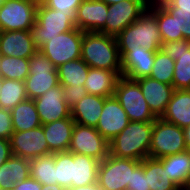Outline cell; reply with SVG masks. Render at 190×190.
I'll list each match as a JSON object with an SVG mask.
<instances>
[{"label":"cell","instance_id":"cell-1","mask_svg":"<svg viewBox=\"0 0 190 190\" xmlns=\"http://www.w3.org/2000/svg\"><path fill=\"white\" fill-rule=\"evenodd\" d=\"M81 59L90 68L114 71L122 76L121 57L117 39L100 32H84Z\"/></svg>","mask_w":190,"mask_h":190},{"label":"cell","instance_id":"cell-2","mask_svg":"<svg viewBox=\"0 0 190 190\" xmlns=\"http://www.w3.org/2000/svg\"><path fill=\"white\" fill-rule=\"evenodd\" d=\"M153 122L130 121L109 142V154L118 158L142 161L149 157Z\"/></svg>","mask_w":190,"mask_h":190},{"label":"cell","instance_id":"cell-3","mask_svg":"<svg viewBox=\"0 0 190 190\" xmlns=\"http://www.w3.org/2000/svg\"><path fill=\"white\" fill-rule=\"evenodd\" d=\"M116 39L121 58L130 49L140 47L157 52L162 44L156 16L149 9L127 26Z\"/></svg>","mask_w":190,"mask_h":190},{"label":"cell","instance_id":"cell-4","mask_svg":"<svg viewBox=\"0 0 190 190\" xmlns=\"http://www.w3.org/2000/svg\"><path fill=\"white\" fill-rule=\"evenodd\" d=\"M76 12L62 13L59 10L39 4L36 22L31 28L32 37L38 49L51 38L75 28Z\"/></svg>","mask_w":190,"mask_h":190},{"label":"cell","instance_id":"cell-5","mask_svg":"<svg viewBox=\"0 0 190 190\" xmlns=\"http://www.w3.org/2000/svg\"><path fill=\"white\" fill-rule=\"evenodd\" d=\"M114 96L130 121L154 122L157 119L135 80L120 76L115 85Z\"/></svg>","mask_w":190,"mask_h":190},{"label":"cell","instance_id":"cell-6","mask_svg":"<svg viewBox=\"0 0 190 190\" xmlns=\"http://www.w3.org/2000/svg\"><path fill=\"white\" fill-rule=\"evenodd\" d=\"M188 150L185 144L183 128L157 118L153 122V131L149 157L160 159Z\"/></svg>","mask_w":190,"mask_h":190},{"label":"cell","instance_id":"cell-7","mask_svg":"<svg viewBox=\"0 0 190 190\" xmlns=\"http://www.w3.org/2000/svg\"><path fill=\"white\" fill-rule=\"evenodd\" d=\"M59 84L57 68L38 50L29 58V75L25 79L27 98L34 100Z\"/></svg>","mask_w":190,"mask_h":190},{"label":"cell","instance_id":"cell-8","mask_svg":"<svg viewBox=\"0 0 190 190\" xmlns=\"http://www.w3.org/2000/svg\"><path fill=\"white\" fill-rule=\"evenodd\" d=\"M141 163L133 159L108 155L99 162L97 183L102 190H127L132 171Z\"/></svg>","mask_w":190,"mask_h":190},{"label":"cell","instance_id":"cell-9","mask_svg":"<svg viewBox=\"0 0 190 190\" xmlns=\"http://www.w3.org/2000/svg\"><path fill=\"white\" fill-rule=\"evenodd\" d=\"M84 31L74 28L60 33L43 44L38 50L58 68L66 62L81 58Z\"/></svg>","mask_w":190,"mask_h":190},{"label":"cell","instance_id":"cell-10","mask_svg":"<svg viewBox=\"0 0 190 190\" xmlns=\"http://www.w3.org/2000/svg\"><path fill=\"white\" fill-rule=\"evenodd\" d=\"M37 6L31 0H5L0 6V31L31 30Z\"/></svg>","mask_w":190,"mask_h":190},{"label":"cell","instance_id":"cell-11","mask_svg":"<svg viewBox=\"0 0 190 190\" xmlns=\"http://www.w3.org/2000/svg\"><path fill=\"white\" fill-rule=\"evenodd\" d=\"M68 151L102 161L109 155V142L95 127L75 123Z\"/></svg>","mask_w":190,"mask_h":190},{"label":"cell","instance_id":"cell-12","mask_svg":"<svg viewBox=\"0 0 190 190\" xmlns=\"http://www.w3.org/2000/svg\"><path fill=\"white\" fill-rule=\"evenodd\" d=\"M151 0H124L113 5H108L105 34L117 37L127 26L138 19Z\"/></svg>","mask_w":190,"mask_h":190},{"label":"cell","instance_id":"cell-13","mask_svg":"<svg viewBox=\"0 0 190 190\" xmlns=\"http://www.w3.org/2000/svg\"><path fill=\"white\" fill-rule=\"evenodd\" d=\"M9 142L13 156L30 160L49 154L42 125L26 131H14Z\"/></svg>","mask_w":190,"mask_h":190},{"label":"cell","instance_id":"cell-14","mask_svg":"<svg viewBox=\"0 0 190 190\" xmlns=\"http://www.w3.org/2000/svg\"><path fill=\"white\" fill-rule=\"evenodd\" d=\"M161 51L175 60L172 86L175 90L190 89V41L162 42Z\"/></svg>","mask_w":190,"mask_h":190},{"label":"cell","instance_id":"cell-15","mask_svg":"<svg viewBox=\"0 0 190 190\" xmlns=\"http://www.w3.org/2000/svg\"><path fill=\"white\" fill-rule=\"evenodd\" d=\"M34 103L42 125L64 118H72L71 109L64 100L63 86L60 84L34 99Z\"/></svg>","mask_w":190,"mask_h":190},{"label":"cell","instance_id":"cell-16","mask_svg":"<svg viewBox=\"0 0 190 190\" xmlns=\"http://www.w3.org/2000/svg\"><path fill=\"white\" fill-rule=\"evenodd\" d=\"M129 122L130 120L126 112L113 95L105 99L96 130L110 142L123 131Z\"/></svg>","mask_w":190,"mask_h":190},{"label":"cell","instance_id":"cell-17","mask_svg":"<svg viewBox=\"0 0 190 190\" xmlns=\"http://www.w3.org/2000/svg\"><path fill=\"white\" fill-rule=\"evenodd\" d=\"M108 5L101 0H84L77 9L75 27L84 32L105 34Z\"/></svg>","mask_w":190,"mask_h":190},{"label":"cell","instance_id":"cell-18","mask_svg":"<svg viewBox=\"0 0 190 190\" xmlns=\"http://www.w3.org/2000/svg\"><path fill=\"white\" fill-rule=\"evenodd\" d=\"M135 81L139 84L142 94L152 113L157 118H161L175 91L174 87L151 77H142Z\"/></svg>","mask_w":190,"mask_h":190},{"label":"cell","instance_id":"cell-19","mask_svg":"<svg viewBox=\"0 0 190 190\" xmlns=\"http://www.w3.org/2000/svg\"><path fill=\"white\" fill-rule=\"evenodd\" d=\"M38 51L31 30L2 31L0 55L30 58Z\"/></svg>","mask_w":190,"mask_h":190},{"label":"cell","instance_id":"cell-20","mask_svg":"<svg viewBox=\"0 0 190 190\" xmlns=\"http://www.w3.org/2000/svg\"><path fill=\"white\" fill-rule=\"evenodd\" d=\"M155 53L144 47L130 49L121 58L122 76L131 80L149 77L154 64Z\"/></svg>","mask_w":190,"mask_h":190},{"label":"cell","instance_id":"cell-21","mask_svg":"<svg viewBox=\"0 0 190 190\" xmlns=\"http://www.w3.org/2000/svg\"><path fill=\"white\" fill-rule=\"evenodd\" d=\"M43 132L50 153L69 150L75 122L72 118H64L48 124H43Z\"/></svg>","mask_w":190,"mask_h":190},{"label":"cell","instance_id":"cell-22","mask_svg":"<svg viewBox=\"0 0 190 190\" xmlns=\"http://www.w3.org/2000/svg\"><path fill=\"white\" fill-rule=\"evenodd\" d=\"M98 95L86 94L71 108V117L76 124L83 126H97L105 99Z\"/></svg>","mask_w":190,"mask_h":190},{"label":"cell","instance_id":"cell-23","mask_svg":"<svg viewBox=\"0 0 190 190\" xmlns=\"http://www.w3.org/2000/svg\"><path fill=\"white\" fill-rule=\"evenodd\" d=\"M181 190L190 189V150L158 159Z\"/></svg>","mask_w":190,"mask_h":190},{"label":"cell","instance_id":"cell-24","mask_svg":"<svg viewBox=\"0 0 190 190\" xmlns=\"http://www.w3.org/2000/svg\"><path fill=\"white\" fill-rule=\"evenodd\" d=\"M164 121L175 124L180 128L190 125V89L175 90L168 102L165 113L161 117Z\"/></svg>","mask_w":190,"mask_h":190},{"label":"cell","instance_id":"cell-25","mask_svg":"<svg viewBox=\"0 0 190 190\" xmlns=\"http://www.w3.org/2000/svg\"><path fill=\"white\" fill-rule=\"evenodd\" d=\"M99 162L94 157L72 153V187L97 182Z\"/></svg>","mask_w":190,"mask_h":190},{"label":"cell","instance_id":"cell-26","mask_svg":"<svg viewBox=\"0 0 190 190\" xmlns=\"http://www.w3.org/2000/svg\"><path fill=\"white\" fill-rule=\"evenodd\" d=\"M118 78L119 76L114 71L89 68L84 88L87 94L110 97L114 95Z\"/></svg>","mask_w":190,"mask_h":190},{"label":"cell","instance_id":"cell-27","mask_svg":"<svg viewBox=\"0 0 190 190\" xmlns=\"http://www.w3.org/2000/svg\"><path fill=\"white\" fill-rule=\"evenodd\" d=\"M30 177V160L11 156L0 166V188H13Z\"/></svg>","mask_w":190,"mask_h":190},{"label":"cell","instance_id":"cell-28","mask_svg":"<svg viewBox=\"0 0 190 190\" xmlns=\"http://www.w3.org/2000/svg\"><path fill=\"white\" fill-rule=\"evenodd\" d=\"M148 9L156 16L162 42L183 39V34H178L176 16L172 15L158 0H151Z\"/></svg>","mask_w":190,"mask_h":190},{"label":"cell","instance_id":"cell-29","mask_svg":"<svg viewBox=\"0 0 190 190\" xmlns=\"http://www.w3.org/2000/svg\"><path fill=\"white\" fill-rule=\"evenodd\" d=\"M144 174L147 177V189L150 190H181L179 186L173 182L163 164L154 158L144 159Z\"/></svg>","mask_w":190,"mask_h":190},{"label":"cell","instance_id":"cell-30","mask_svg":"<svg viewBox=\"0 0 190 190\" xmlns=\"http://www.w3.org/2000/svg\"><path fill=\"white\" fill-rule=\"evenodd\" d=\"M13 131H26L42 125L34 100L27 99L11 110Z\"/></svg>","mask_w":190,"mask_h":190},{"label":"cell","instance_id":"cell-31","mask_svg":"<svg viewBox=\"0 0 190 190\" xmlns=\"http://www.w3.org/2000/svg\"><path fill=\"white\" fill-rule=\"evenodd\" d=\"M89 66L81 58L71 60L57 68L61 86L83 85L89 73Z\"/></svg>","mask_w":190,"mask_h":190},{"label":"cell","instance_id":"cell-32","mask_svg":"<svg viewBox=\"0 0 190 190\" xmlns=\"http://www.w3.org/2000/svg\"><path fill=\"white\" fill-rule=\"evenodd\" d=\"M30 177L42 185L56 184L55 153L30 159Z\"/></svg>","mask_w":190,"mask_h":190},{"label":"cell","instance_id":"cell-33","mask_svg":"<svg viewBox=\"0 0 190 190\" xmlns=\"http://www.w3.org/2000/svg\"><path fill=\"white\" fill-rule=\"evenodd\" d=\"M27 99L25 82L3 79L0 91V108L11 111L17 104Z\"/></svg>","mask_w":190,"mask_h":190},{"label":"cell","instance_id":"cell-34","mask_svg":"<svg viewBox=\"0 0 190 190\" xmlns=\"http://www.w3.org/2000/svg\"><path fill=\"white\" fill-rule=\"evenodd\" d=\"M29 75V58L0 55V76L25 82Z\"/></svg>","mask_w":190,"mask_h":190},{"label":"cell","instance_id":"cell-35","mask_svg":"<svg viewBox=\"0 0 190 190\" xmlns=\"http://www.w3.org/2000/svg\"><path fill=\"white\" fill-rule=\"evenodd\" d=\"M175 60L160 49L155 53V60L149 77L162 83L172 85Z\"/></svg>","mask_w":190,"mask_h":190},{"label":"cell","instance_id":"cell-36","mask_svg":"<svg viewBox=\"0 0 190 190\" xmlns=\"http://www.w3.org/2000/svg\"><path fill=\"white\" fill-rule=\"evenodd\" d=\"M56 184L66 190L72 187V153H55Z\"/></svg>","mask_w":190,"mask_h":190},{"label":"cell","instance_id":"cell-37","mask_svg":"<svg viewBox=\"0 0 190 190\" xmlns=\"http://www.w3.org/2000/svg\"><path fill=\"white\" fill-rule=\"evenodd\" d=\"M172 15L176 16L178 34H183V39L190 41V11H179L168 0H158Z\"/></svg>","mask_w":190,"mask_h":190},{"label":"cell","instance_id":"cell-38","mask_svg":"<svg viewBox=\"0 0 190 190\" xmlns=\"http://www.w3.org/2000/svg\"><path fill=\"white\" fill-rule=\"evenodd\" d=\"M127 190H150L147 189V177L144 174V160L132 171L131 183Z\"/></svg>","mask_w":190,"mask_h":190},{"label":"cell","instance_id":"cell-39","mask_svg":"<svg viewBox=\"0 0 190 190\" xmlns=\"http://www.w3.org/2000/svg\"><path fill=\"white\" fill-rule=\"evenodd\" d=\"M84 0H46L44 5L59 12H77L78 7Z\"/></svg>","mask_w":190,"mask_h":190},{"label":"cell","instance_id":"cell-40","mask_svg":"<svg viewBox=\"0 0 190 190\" xmlns=\"http://www.w3.org/2000/svg\"><path fill=\"white\" fill-rule=\"evenodd\" d=\"M87 94L83 85L63 86L64 100L67 102L68 107L71 109L79 100L85 97Z\"/></svg>","mask_w":190,"mask_h":190},{"label":"cell","instance_id":"cell-41","mask_svg":"<svg viewBox=\"0 0 190 190\" xmlns=\"http://www.w3.org/2000/svg\"><path fill=\"white\" fill-rule=\"evenodd\" d=\"M13 123L11 120V111L0 108V138L8 139L13 134Z\"/></svg>","mask_w":190,"mask_h":190},{"label":"cell","instance_id":"cell-42","mask_svg":"<svg viewBox=\"0 0 190 190\" xmlns=\"http://www.w3.org/2000/svg\"><path fill=\"white\" fill-rule=\"evenodd\" d=\"M41 188L42 184L31 177L13 186V190H41Z\"/></svg>","mask_w":190,"mask_h":190},{"label":"cell","instance_id":"cell-43","mask_svg":"<svg viewBox=\"0 0 190 190\" xmlns=\"http://www.w3.org/2000/svg\"><path fill=\"white\" fill-rule=\"evenodd\" d=\"M12 156L10 142L8 139L0 138V166Z\"/></svg>","mask_w":190,"mask_h":190},{"label":"cell","instance_id":"cell-44","mask_svg":"<svg viewBox=\"0 0 190 190\" xmlns=\"http://www.w3.org/2000/svg\"><path fill=\"white\" fill-rule=\"evenodd\" d=\"M179 11H190V0H168Z\"/></svg>","mask_w":190,"mask_h":190},{"label":"cell","instance_id":"cell-45","mask_svg":"<svg viewBox=\"0 0 190 190\" xmlns=\"http://www.w3.org/2000/svg\"><path fill=\"white\" fill-rule=\"evenodd\" d=\"M67 190H102L97 182L90 185L80 186V187H70Z\"/></svg>","mask_w":190,"mask_h":190},{"label":"cell","instance_id":"cell-46","mask_svg":"<svg viewBox=\"0 0 190 190\" xmlns=\"http://www.w3.org/2000/svg\"><path fill=\"white\" fill-rule=\"evenodd\" d=\"M183 131H184L185 144L188 150H190V125L183 128Z\"/></svg>","mask_w":190,"mask_h":190},{"label":"cell","instance_id":"cell-47","mask_svg":"<svg viewBox=\"0 0 190 190\" xmlns=\"http://www.w3.org/2000/svg\"><path fill=\"white\" fill-rule=\"evenodd\" d=\"M41 190H66L61 185L52 184V185H42Z\"/></svg>","mask_w":190,"mask_h":190},{"label":"cell","instance_id":"cell-48","mask_svg":"<svg viewBox=\"0 0 190 190\" xmlns=\"http://www.w3.org/2000/svg\"><path fill=\"white\" fill-rule=\"evenodd\" d=\"M103 2H105L107 5H113L119 2H123L124 0H101Z\"/></svg>","mask_w":190,"mask_h":190},{"label":"cell","instance_id":"cell-49","mask_svg":"<svg viewBox=\"0 0 190 190\" xmlns=\"http://www.w3.org/2000/svg\"><path fill=\"white\" fill-rule=\"evenodd\" d=\"M31 1L39 5V4H44L46 0H31Z\"/></svg>","mask_w":190,"mask_h":190},{"label":"cell","instance_id":"cell-50","mask_svg":"<svg viewBox=\"0 0 190 190\" xmlns=\"http://www.w3.org/2000/svg\"><path fill=\"white\" fill-rule=\"evenodd\" d=\"M2 83H3V78L0 76V91H1V88H2Z\"/></svg>","mask_w":190,"mask_h":190},{"label":"cell","instance_id":"cell-51","mask_svg":"<svg viewBox=\"0 0 190 190\" xmlns=\"http://www.w3.org/2000/svg\"><path fill=\"white\" fill-rule=\"evenodd\" d=\"M0 190H13V188H0Z\"/></svg>","mask_w":190,"mask_h":190},{"label":"cell","instance_id":"cell-52","mask_svg":"<svg viewBox=\"0 0 190 190\" xmlns=\"http://www.w3.org/2000/svg\"><path fill=\"white\" fill-rule=\"evenodd\" d=\"M5 0H0V6L4 3Z\"/></svg>","mask_w":190,"mask_h":190}]
</instances>
